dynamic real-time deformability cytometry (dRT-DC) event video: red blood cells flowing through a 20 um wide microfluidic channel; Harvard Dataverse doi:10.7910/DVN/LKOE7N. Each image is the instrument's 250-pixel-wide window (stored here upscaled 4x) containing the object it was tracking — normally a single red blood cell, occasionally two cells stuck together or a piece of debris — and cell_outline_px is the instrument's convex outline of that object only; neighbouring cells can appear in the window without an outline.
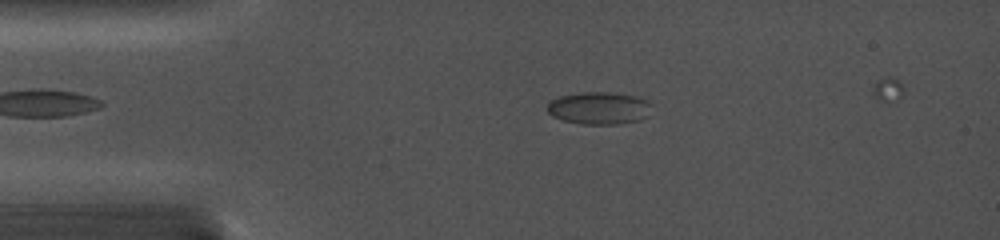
{"species": "common noctule bat (a hibernating species)", "species_latin": "Nyctalus noctula", "temperature_condition": "cold", "stored_images_in_passage": 58, "camera_frame_rate_fps": 5000, "um_per_image_px": 0.085, "animal": {"sex": "female", "body_mass_g": 19.0, "forearm_length_mm": 56.7}, "frame": {"image": 1, "passage_image": 17, "time_ms": 3.4, "image_size_px": [1000, 240], "cell_outline_px": [[652, 104], [648, 116], [640, 120], [616, 124], [584, 124], [564, 120], [552, 116], [548, 112], [548, 104], [552, 100], [560, 96], [580, 92], [608, 92], [636, 96], [648, 100]], "centroid_in_image_um": [50.96, 9.18], "position_along_channel_um": 34.0, "area_um2": 19.71}}
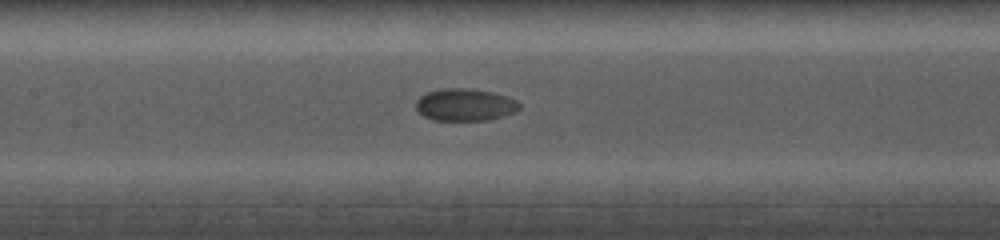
{"frame": {"image": 2, "passage_image": 33, "time_ms": 8.2, "image_size_px": [1000, 240], "cell_outline_px": [[520, 108], [516, 112], [504, 116], [488, 120], [432, 120], [424, 116], [416, 108], [416, 100], [420, 96], [428, 92], [440, 88], [468, 88], [492, 92], [508, 96], [516, 100], [520, 104]], "centroid_in_image_um": [39.54, 8.9], "position_along_channel_um": 167.9, "area_um2": 19.59}}
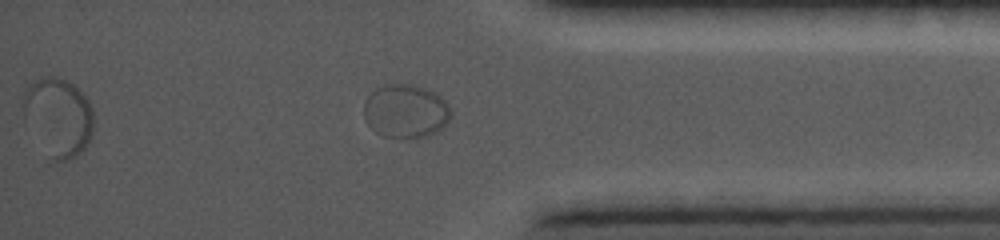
{"frame": {"image": 3, "passage_image": 47, "time_ms": 14.8, "image_size_px": [1000, 240], "cell_outline_px": [[448, 120], [436, 132], [424, 136], [384, 136], [376, 132], [364, 120], [364, 104], [368, 96], [376, 88], [384, 84], [412, 84], [428, 88], [444, 100], [448, 104]], "centroid_in_image_um": [34.43, 9.4], "position_along_channel_um": 400.8, "area_um2": 26.59}}